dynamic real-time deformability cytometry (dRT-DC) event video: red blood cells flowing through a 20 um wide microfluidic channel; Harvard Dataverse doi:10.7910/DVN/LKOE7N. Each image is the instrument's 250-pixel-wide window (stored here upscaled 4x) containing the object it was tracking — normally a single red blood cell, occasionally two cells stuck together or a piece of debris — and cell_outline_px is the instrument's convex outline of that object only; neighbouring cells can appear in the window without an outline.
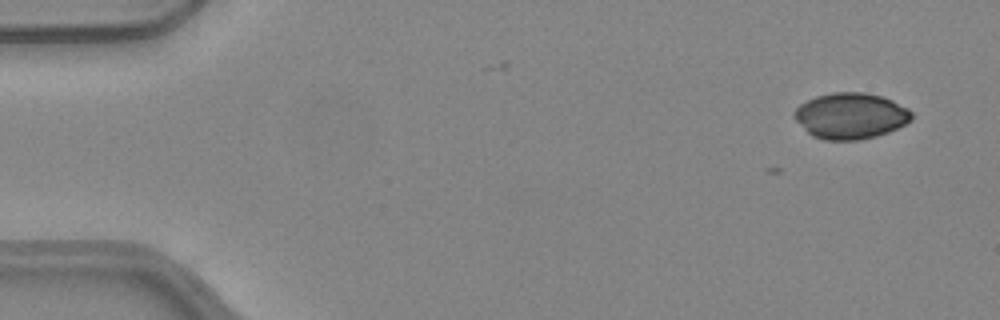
{"species": "common noctule bat (a hibernating species)", "species_latin": "Nyctalus noctula", "temperature_condition": "warm", "stored_images_in_passage": 3, "camera_frame_rate_fps": 3000, "um_per_image_px": 0.085, "animal": {"sex": "female", "body_mass_g": 24.6, "forearm_length_mm": 56.2}, "frame": {"image": 1, "passage_image": 1, "time_ms": 0.0, "image_size_px": [1000, 320], "cell_outline_px": [[912, 120], [888, 132], [876, 136], [860, 140], [824, 140], [812, 136], [792, 116], [792, 112], [800, 104], [816, 96], [832, 92], [864, 92], [880, 96], [892, 100], [908, 108], [912, 112]], "centroid_in_image_um": [72.29, 9.84], "position_along_channel_um": 12.7, "area_um2": 31.5}}